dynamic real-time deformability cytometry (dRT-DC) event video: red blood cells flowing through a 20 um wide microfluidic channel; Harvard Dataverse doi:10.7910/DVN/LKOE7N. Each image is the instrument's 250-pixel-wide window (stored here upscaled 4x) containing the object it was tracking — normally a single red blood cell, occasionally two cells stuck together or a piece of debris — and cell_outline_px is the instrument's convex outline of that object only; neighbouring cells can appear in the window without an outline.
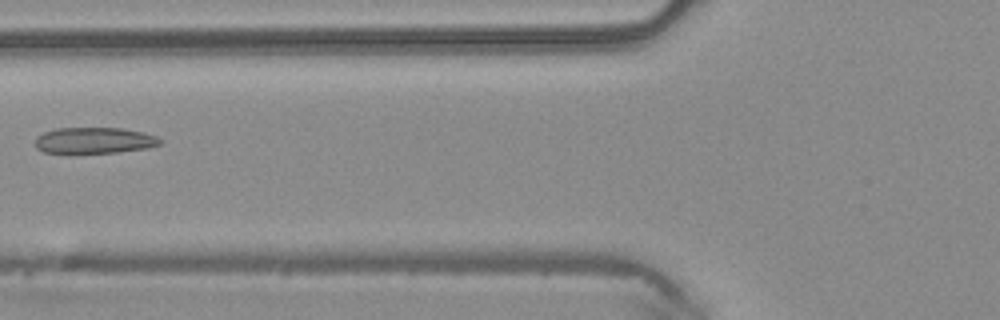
{"species": "common noctule bat (a hibernating species)", "species_latin": "Nyctalus noctula", "temperature_condition": "warm", "stored_images_in_passage": 6, "camera_frame_rate_fps": 3000, "um_per_image_px": 0.085, "animal": {"sex": "male", "body_mass_g": 20.4}, "frame": {"image": 1, "passage_image": 6, "time_ms": 1.667, "image_size_px": [1000, 320], "cell_outline_px": [[164, 140], [160, 144], [148, 148], [116, 152], [44, 152], [36, 148], [36, 136], [44, 132], [56, 128], [124, 128], [156, 136]], "centroid_in_image_um": [8.03, 11.92], "position_along_channel_um": 117.8, "area_um2": 18.79}}